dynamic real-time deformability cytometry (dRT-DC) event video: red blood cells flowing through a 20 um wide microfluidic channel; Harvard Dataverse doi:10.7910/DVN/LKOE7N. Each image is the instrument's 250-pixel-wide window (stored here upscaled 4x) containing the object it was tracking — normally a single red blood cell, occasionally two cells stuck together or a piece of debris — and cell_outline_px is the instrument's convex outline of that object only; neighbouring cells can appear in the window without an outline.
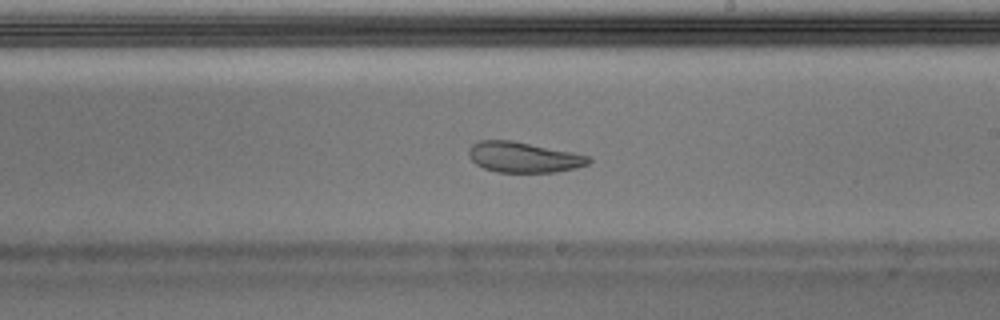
{"species": "Egyptian fruit bat (a non-hibernating species)", "species_latin": "Rousettus aegyptiacus", "temperature_condition": "warm", "stored_images_in_passage": 51, "camera_frame_rate_fps": 3000, "um_per_image_px": 0.085, "animal": {"sex": "male"}, "frame": {"image": 1, "passage_image": 30, "time_ms": 9.667, "image_size_px": [1000, 320], "cell_outline_px": [[592, 160], [588, 164], [576, 168], [556, 172], [496, 172], [484, 168], [476, 164], [468, 156], [468, 148], [472, 144], [480, 140], [512, 140], [592, 156]], "centroid_in_image_um": [44.51, 13.36], "position_along_channel_um": 244.5, "area_um2": 21.44}}
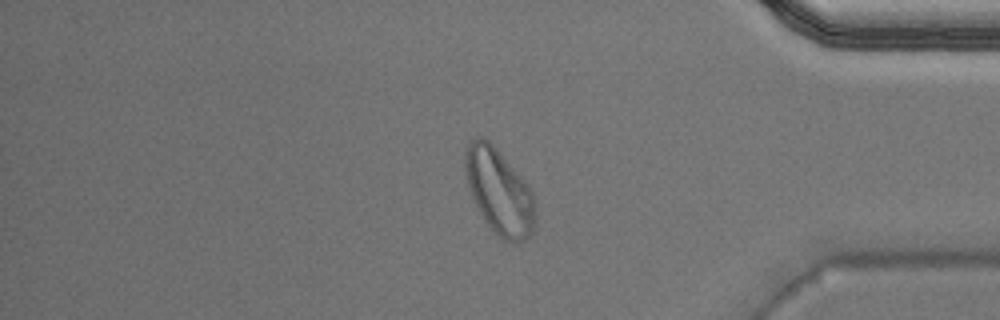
{"frame": {"image": 2, "passage_image": 43, "time_ms": 14.0, "image_size_px": [1000, 320], "cell_outline_px": [[536, 224], [532, 232], [524, 240], [516, 244], [512, 244], [504, 240], [488, 224], [480, 212], [468, 188], [464, 172], [464, 148], [476, 136], [484, 136], [496, 148], [524, 180], [532, 192], [536, 204]], "centroid_in_image_um": [42.43, 16.27], "position_along_channel_um": 392.8, "area_um2": 35.08}, "authors_computed_cell_mechanics": {"area_um2": 23.5246, "velocity_mm_per_s": 3.9602, "shape_relaxation_time_tau1_ms": null, "shape_relaxation_time_tau2_ms": 1.6135, "deformation_change_tau1": null, "deformation_change_tau2": 0.0724}}